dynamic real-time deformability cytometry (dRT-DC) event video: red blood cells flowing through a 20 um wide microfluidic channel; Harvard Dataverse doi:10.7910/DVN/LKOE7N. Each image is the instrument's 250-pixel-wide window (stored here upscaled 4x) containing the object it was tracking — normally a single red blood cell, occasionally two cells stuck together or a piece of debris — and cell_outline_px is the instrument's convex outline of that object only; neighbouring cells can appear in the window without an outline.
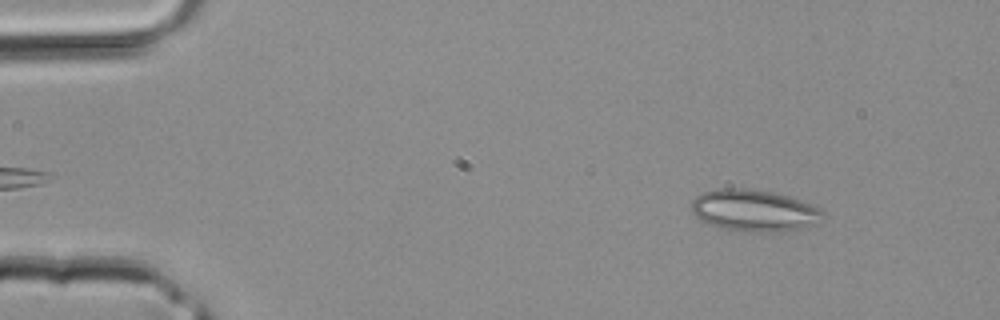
{"species": "common noctule bat (a hibernating species)", "species_latin": "Nyctalus noctula", "temperature_condition": "room temperature", "stored_images_in_passage": 5, "camera_frame_rate_fps": 3000, "um_per_image_px": 0.085, "animal": {"sex": "male", "body_mass_g": 20.4}, "frame": {"image": 1, "passage_image": 5, "time_ms": 1.333, "image_size_px": [1000, 320], "cell_outline_px": [[824, 212], [816, 224], [808, 228], [780, 232], [760, 232], [728, 228], [712, 224], [696, 216], [692, 212], [692, 200], [696, 196], [704, 192], [716, 188], [748, 188], [772, 192], [788, 196], [812, 204], [820, 208]], "centroid_in_image_um": [64.16, 17.88], "position_along_channel_um": 20.8, "area_um2": 31.73}}